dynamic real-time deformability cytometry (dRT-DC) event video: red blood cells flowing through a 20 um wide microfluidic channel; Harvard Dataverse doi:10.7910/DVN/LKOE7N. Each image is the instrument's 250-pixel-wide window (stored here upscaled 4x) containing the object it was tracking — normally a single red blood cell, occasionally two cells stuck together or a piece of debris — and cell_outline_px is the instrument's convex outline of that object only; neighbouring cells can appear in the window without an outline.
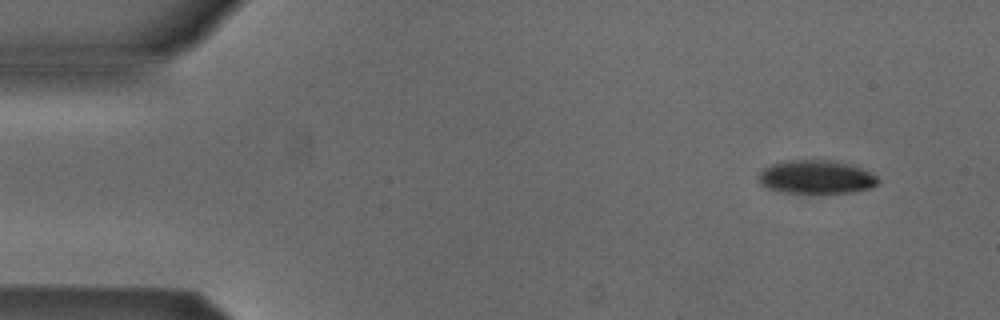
{"species": "Egyptian fruit bat (a non-hibernating species)", "species_latin": "Rousettus aegyptiacus", "temperature_condition": "cold", "stored_images_in_passage": 3, "camera_frame_rate_fps": 3000, "um_per_image_px": 0.085, "animal": {"sex": "male"}, "frame": {"image": 1, "passage_image": 1, "time_ms": 0.0, "image_size_px": [1000, 320], "cell_outline_px": [[880, 184], [872, 188], [852, 192], [780, 192], [764, 188], [760, 184], [760, 172], [764, 168], [772, 164], [784, 160], [836, 160], [856, 164], [876, 176], [880, 180]], "centroid_in_image_um": [69.43, 15.03], "position_along_channel_um": 15.6, "area_um2": 23.64}}